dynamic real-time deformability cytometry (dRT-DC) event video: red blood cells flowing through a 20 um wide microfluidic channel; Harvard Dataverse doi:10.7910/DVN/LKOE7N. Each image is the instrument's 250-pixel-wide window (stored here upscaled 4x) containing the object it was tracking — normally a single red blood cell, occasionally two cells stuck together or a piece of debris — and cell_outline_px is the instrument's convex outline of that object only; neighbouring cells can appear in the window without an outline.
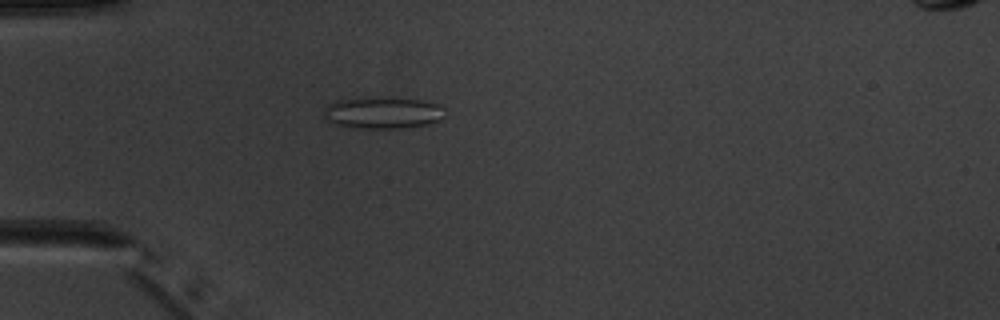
{"species": "common noctule bat (a hibernating species)", "species_latin": "Nyctalus noctula", "temperature_condition": "warm", "stored_images_in_passage": 5, "camera_frame_rate_fps": 3000, "um_per_image_px": 0.085, "animal": {"sex": "male", "body_mass_g": 20.1, "forearm_length_mm": 53.5}, "frame": {"image": 1, "passage_image": 3, "time_ms": 2.333, "image_size_px": [1000, 320], "cell_outline_px": [[444, 116], [440, 120], [428, 124], [400, 128], [352, 128], [332, 124], [324, 116], [324, 112], [328, 104], [336, 100], [360, 96], [380, 96], [420, 100], [436, 104], [444, 108]], "centroid_in_image_um": [32.48, 9.56], "position_along_channel_um": 52.5, "area_um2": 22.89}}
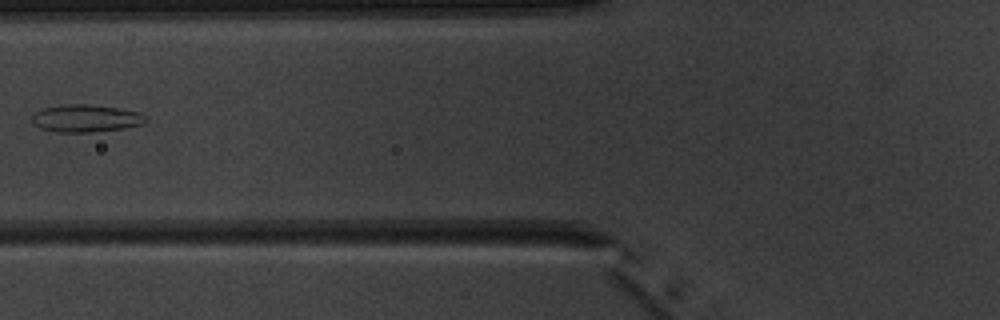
{"frame": {"image": 2, "passage_image": 5, "time_ms": 4.333, "image_size_px": [1000, 320], "cell_outline_px": [[148, 120], [144, 124], [124, 128], [92, 132], [52, 132], [40, 128], [32, 124], [32, 112], [40, 108], [64, 104], [88, 104], [120, 108], [136, 112], [148, 116]], "centroid_in_image_um": [7.25, 10.05], "position_along_channel_um": 118.5, "area_um2": 18.61}}